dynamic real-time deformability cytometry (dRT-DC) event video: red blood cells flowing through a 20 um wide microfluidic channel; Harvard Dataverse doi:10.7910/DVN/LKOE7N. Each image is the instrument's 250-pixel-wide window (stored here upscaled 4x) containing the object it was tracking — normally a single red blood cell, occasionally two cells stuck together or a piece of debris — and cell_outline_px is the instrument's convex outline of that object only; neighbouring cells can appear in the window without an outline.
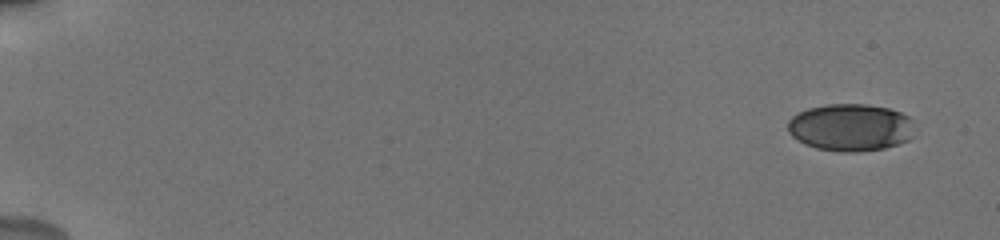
{"species": "human", "species_latin": "Homo sapiens", "temperature_condition": "cold", "stored_images_in_passage": 19, "camera_frame_rate_fps": 3000, "um_per_image_px": 0.085, "donor": {"sex": "male"}, "frame": {"image": 1, "passage_image": 1, "time_ms": 0.0, "image_size_px": [1000, 240], "cell_outline_px": [[912, 120], [908, 140], [884, 148], [856, 152], [840, 152], [816, 148], [804, 144], [792, 136], [788, 132], [788, 120], [792, 116], [808, 108], [828, 104], [868, 104], [888, 108], [900, 112], [908, 116]], "centroid_in_image_um": [72.24, 10.83], "position_along_channel_um": 12.8, "area_um2": 34.74}}
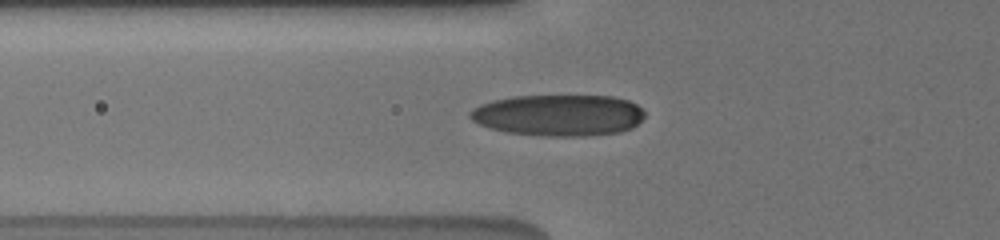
{"frame": {"image": 2, "passage_image": 12, "time_ms": 6.333, "image_size_px": [1000, 240], "cell_outline_px": [[644, 116], [632, 128], [620, 132], [584, 136], [548, 136], [508, 132], [492, 128], [480, 124], [472, 120], [468, 116], [468, 112], [472, 108], [480, 104], [492, 100], [512, 96], [612, 96], [628, 100], [636, 104], [644, 112]], "centroid_in_image_um": [47.46, 9.78], "position_along_channel_um": 78.3, "area_um2": 42.08}}
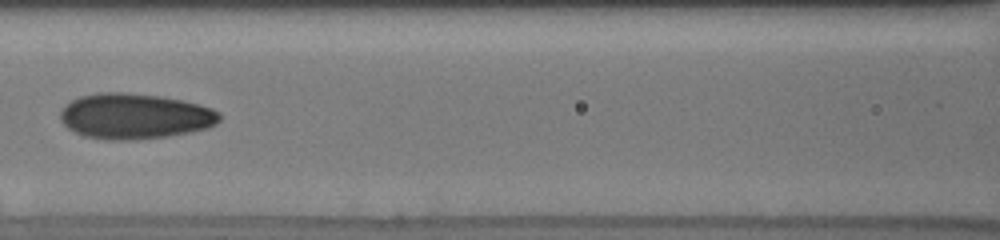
{"frame": {"image": 3, "passage_image": 17, "time_ms": 8.333, "image_size_px": [1000, 240], "cell_outline_px": [[220, 120], [216, 124], [208, 128], [168, 136], [136, 140], [108, 140], [84, 136], [68, 128], [60, 120], [60, 112], [64, 104], [80, 96], [96, 92], [124, 92], [160, 96], [200, 104], [212, 108], [220, 112]], "centroid_in_image_um": [11.44, 9.87], "position_along_channel_um": 155.2, "area_um2": 42.48}}